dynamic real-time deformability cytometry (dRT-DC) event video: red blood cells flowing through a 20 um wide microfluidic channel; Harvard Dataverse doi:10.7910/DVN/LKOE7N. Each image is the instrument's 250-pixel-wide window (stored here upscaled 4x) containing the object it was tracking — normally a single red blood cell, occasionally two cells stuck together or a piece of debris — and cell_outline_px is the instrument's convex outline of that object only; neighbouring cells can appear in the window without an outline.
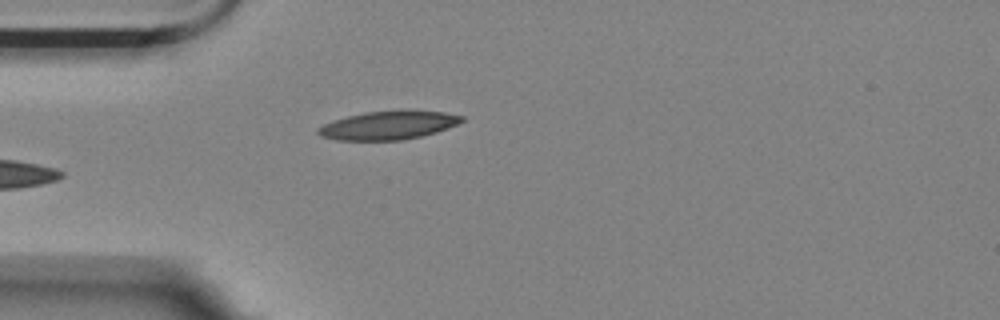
{"species": "Egyptian fruit bat (a non-hibernating species)", "species_latin": "Rousettus aegyptiacus", "temperature_condition": "room temperature", "stored_images_in_passage": 26, "camera_frame_rate_fps": 3000, "um_per_image_px": 0.085, "animal": {"sex": "female"}, "frame": {"image": 1, "passage_image": 1, "time_ms": 0.0, "image_size_px": [1000, 320], "cell_outline_px": [[464, 120], [448, 128], [436, 132], [420, 136], [400, 140], [336, 140], [320, 136], [316, 132], [316, 128], [324, 124], [348, 116], [364, 112], [400, 108], [408, 108], [444, 112], [464, 116]], "centroid_in_image_um": [33.03, 10.61], "position_along_channel_um": 52.0, "area_um2": 24.39}}
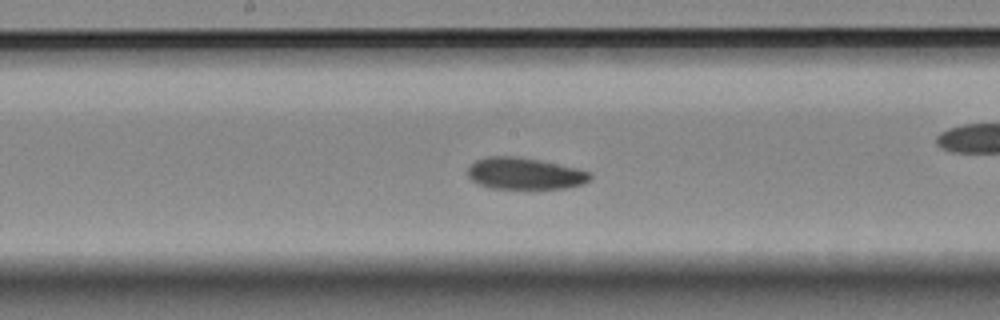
{"frame": {"image": 2, "passage_image": 11, "time_ms": 3.333, "image_size_px": [1000, 320], "cell_outline_px": [[592, 180], [584, 184], [564, 188], [488, 188], [472, 180], [468, 176], [468, 168], [476, 160], [484, 156], [516, 156], [540, 160], [576, 168], [592, 172]], "centroid_in_image_um": [44.63, 14.74], "position_along_channel_um": 203.6, "area_um2": 22.66}}
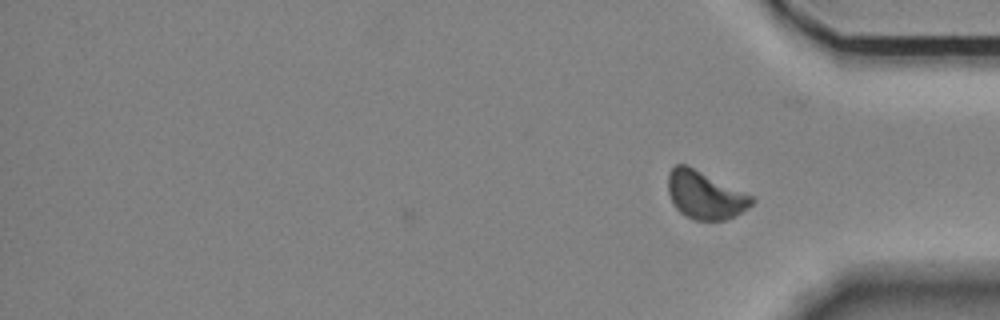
{"frame": {"image": 3, "passage_image": 26, "time_ms": 8.333, "image_size_px": [1000, 320], "cell_outline_px": [[756, 200], [748, 208], [736, 216], [724, 220], [692, 220], [680, 212], [676, 208], [668, 192], [668, 172], [676, 164], [684, 164], [752, 196]], "centroid_in_image_um": [59.91, 16.61], "position_along_channel_um": 375.3, "area_um2": 22.95}, "authors_computed_cell_mechanics": {"area_um2": 23.2645, "velocity_mm_per_s": 3.5117, "shape_relaxation_time_tau1_ms": 1.3314, "shape_relaxation_time_tau2_ms": 1.3836, "deformation_change_tau1": 0.0982, "deformation_change_tau2": 0.07}}